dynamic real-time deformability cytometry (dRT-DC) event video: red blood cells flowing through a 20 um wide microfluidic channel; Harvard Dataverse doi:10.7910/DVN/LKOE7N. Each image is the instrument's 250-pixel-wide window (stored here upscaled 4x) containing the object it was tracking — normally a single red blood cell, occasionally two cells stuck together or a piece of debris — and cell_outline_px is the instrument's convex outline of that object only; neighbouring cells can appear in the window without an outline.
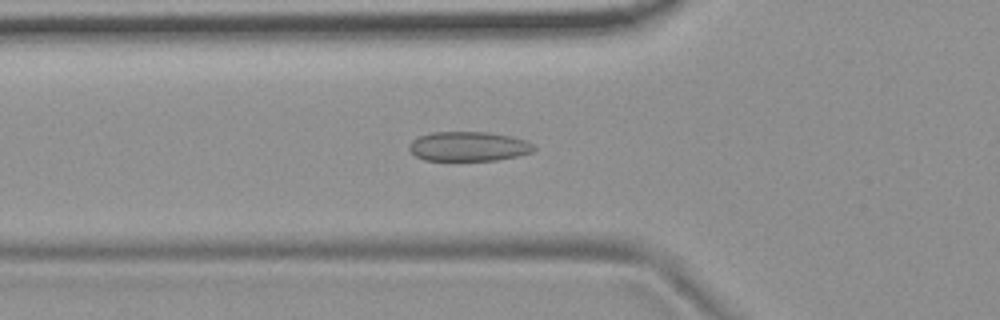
{"species": "common noctule bat (a hibernating species)", "species_latin": "Nyctalus noctula", "temperature_condition": "room temperature", "stored_images_in_passage": 53, "camera_frame_rate_fps": 3000, "um_per_image_px": 0.085, "animal": {"sex": "female", "body_mass_g": 19.9}, "frame": {"image": 1, "passage_image": 18, "time_ms": 5.667, "image_size_px": [1000, 320], "cell_outline_px": [[536, 148], [532, 152], [516, 156], [496, 160], [424, 160], [416, 156], [408, 148], [408, 144], [412, 140], [420, 136], [432, 132], [488, 132], [512, 136], [524, 140], [532, 144]], "centroid_in_image_um": [39.81, 12.44], "position_along_channel_um": 86.0, "area_um2": 21.39}}
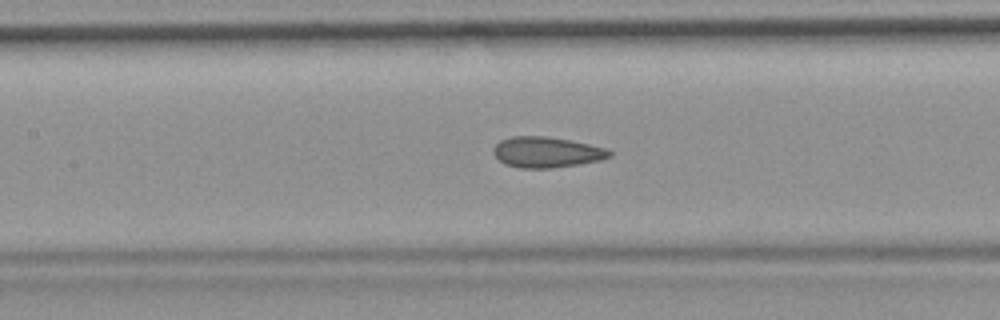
{"frame": {"image": 2, "passage_image": 24, "time_ms": 7.667, "image_size_px": [1000, 320], "cell_outline_px": [[612, 156], [600, 160], [580, 164], [552, 168], [520, 168], [504, 164], [492, 152], [496, 144], [500, 140], [512, 136], [548, 136], [588, 144], [604, 148], [612, 152]], "centroid_in_image_um": [46.44, 12.94], "position_along_channel_um": 161.0, "area_um2": 20.69}}
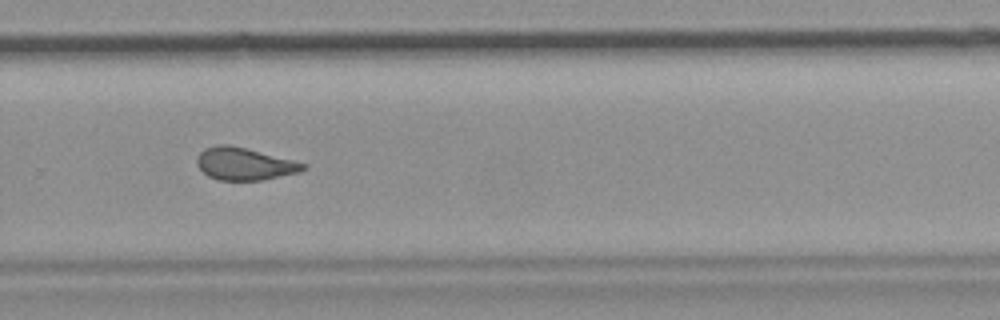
{"frame": {"image": 3, "passage_image": 36, "time_ms": 11.667, "image_size_px": [1000, 320], "cell_outline_px": [[308, 168], [300, 172], [264, 180], [216, 180], [208, 176], [196, 164], [196, 156], [204, 148], [216, 144], [228, 144], [308, 164]], "centroid_in_image_um": [20.76, 13.93], "position_along_channel_um": 309.0, "area_um2": 20.11}, "authors_computed_cell_mechanics": {"area_um2": 20.9236, "velocity_mm_per_s": 3.7216, "shape_relaxation_time_tau1_ms": null, "shape_relaxation_time_tau2_ms": 1.639, "deformation_change_tau1": null, "deformation_change_tau2": 0.0949}}